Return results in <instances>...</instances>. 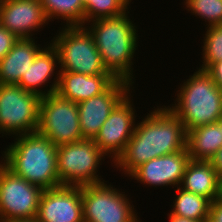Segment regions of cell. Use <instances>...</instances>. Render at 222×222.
Returning a JSON list of instances; mask_svg holds the SVG:
<instances>
[{"instance_id":"6da1fadb","label":"cell","mask_w":222,"mask_h":222,"mask_svg":"<svg viewBox=\"0 0 222 222\" xmlns=\"http://www.w3.org/2000/svg\"><path fill=\"white\" fill-rule=\"evenodd\" d=\"M158 107L137 122L125 151L114 164L126 176L151 159L187 148V131L179 117L165 105Z\"/></svg>"},{"instance_id":"7a4b0ae2","label":"cell","mask_w":222,"mask_h":222,"mask_svg":"<svg viewBox=\"0 0 222 222\" xmlns=\"http://www.w3.org/2000/svg\"><path fill=\"white\" fill-rule=\"evenodd\" d=\"M8 146L1 163L13 174L43 190L61 186L57 174V146L47 137L38 132L17 135Z\"/></svg>"},{"instance_id":"3957f363","label":"cell","mask_w":222,"mask_h":222,"mask_svg":"<svg viewBox=\"0 0 222 222\" xmlns=\"http://www.w3.org/2000/svg\"><path fill=\"white\" fill-rule=\"evenodd\" d=\"M128 13L130 12L127 11L117 17L96 19L85 27L93 36L105 69L115 79L133 85L132 60L139 36L136 33L137 26L129 19Z\"/></svg>"},{"instance_id":"277c9868","label":"cell","mask_w":222,"mask_h":222,"mask_svg":"<svg viewBox=\"0 0 222 222\" xmlns=\"http://www.w3.org/2000/svg\"><path fill=\"white\" fill-rule=\"evenodd\" d=\"M179 89L177 102L167 107L179 117L186 131L217 123L222 117V89L205 70L197 68Z\"/></svg>"},{"instance_id":"5b68a950","label":"cell","mask_w":222,"mask_h":222,"mask_svg":"<svg viewBox=\"0 0 222 222\" xmlns=\"http://www.w3.org/2000/svg\"><path fill=\"white\" fill-rule=\"evenodd\" d=\"M51 44L59 57V71L85 75L110 74L93 36L84 26H65L53 37Z\"/></svg>"},{"instance_id":"8992f818","label":"cell","mask_w":222,"mask_h":222,"mask_svg":"<svg viewBox=\"0 0 222 222\" xmlns=\"http://www.w3.org/2000/svg\"><path fill=\"white\" fill-rule=\"evenodd\" d=\"M104 156L93 139L84 138L57 146V174L61 185L83 186L107 182L97 174Z\"/></svg>"},{"instance_id":"52a82bcc","label":"cell","mask_w":222,"mask_h":222,"mask_svg":"<svg viewBox=\"0 0 222 222\" xmlns=\"http://www.w3.org/2000/svg\"><path fill=\"white\" fill-rule=\"evenodd\" d=\"M40 101L39 95L18 85L0 84V134L37 132Z\"/></svg>"},{"instance_id":"ba28073f","label":"cell","mask_w":222,"mask_h":222,"mask_svg":"<svg viewBox=\"0 0 222 222\" xmlns=\"http://www.w3.org/2000/svg\"><path fill=\"white\" fill-rule=\"evenodd\" d=\"M37 132L55 146L84 139L79 123L78 105L56 93L41 98Z\"/></svg>"},{"instance_id":"9c48e42d","label":"cell","mask_w":222,"mask_h":222,"mask_svg":"<svg viewBox=\"0 0 222 222\" xmlns=\"http://www.w3.org/2000/svg\"><path fill=\"white\" fill-rule=\"evenodd\" d=\"M81 189L84 222H139L125 192L111 184L83 185Z\"/></svg>"},{"instance_id":"30bf717a","label":"cell","mask_w":222,"mask_h":222,"mask_svg":"<svg viewBox=\"0 0 222 222\" xmlns=\"http://www.w3.org/2000/svg\"><path fill=\"white\" fill-rule=\"evenodd\" d=\"M43 191L0 162V221L36 218Z\"/></svg>"},{"instance_id":"8fae6325","label":"cell","mask_w":222,"mask_h":222,"mask_svg":"<svg viewBox=\"0 0 222 222\" xmlns=\"http://www.w3.org/2000/svg\"><path fill=\"white\" fill-rule=\"evenodd\" d=\"M129 92L111 111L103 123L99 133L93 139L98 148L110 158L113 163L123 154L131 139L135 125V109ZM110 154V155H109Z\"/></svg>"},{"instance_id":"7c38bea8","label":"cell","mask_w":222,"mask_h":222,"mask_svg":"<svg viewBox=\"0 0 222 222\" xmlns=\"http://www.w3.org/2000/svg\"><path fill=\"white\" fill-rule=\"evenodd\" d=\"M132 86L127 81L116 79L101 94L77 103L83 138L96 137L111 111L130 92Z\"/></svg>"},{"instance_id":"4fadbf2b","label":"cell","mask_w":222,"mask_h":222,"mask_svg":"<svg viewBox=\"0 0 222 222\" xmlns=\"http://www.w3.org/2000/svg\"><path fill=\"white\" fill-rule=\"evenodd\" d=\"M37 222H84L81 186L61 185L42 192Z\"/></svg>"},{"instance_id":"5bb4252c","label":"cell","mask_w":222,"mask_h":222,"mask_svg":"<svg viewBox=\"0 0 222 222\" xmlns=\"http://www.w3.org/2000/svg\"><path fill=\"white\" fill-rule=\"evenodd\" d=\"M48 22L40 0L0 1V24L19 39L33 38Z\"/></svg>"},{"instance_id":"9a60e30c","label":"cell","mask_w":222,"mask_h":222,"mask_svg":"<svg viewBox=\"0 0 222 222\" xmlns=\"http://www.w3.org/2000/svg\"><path fill=\"white\" fill-rule=\"evenodd\" d=\"M189 161L190 156L185 148L180 152L163 155L141 164L129 177L152 187H179Z\"/></svg>"},{"instance_id":"2e32d148","label":"cell","mask_w":222,"mask_h":222,"mask_svg":"<svg viewBox=\"0 0 222 222\" xmlns=\"http://www.w3.org/2000/svg\"><path fill=\"white\" fill-rule=\"evenodd\" d=\"M57 64L59 65L57 50L51 43H48V47L44 46V48L38 52L26 74L22 75L18 86L28 92L39 95L41 98L55 93L59 80V70L56 71V77L54 76V71L58 69L56 68ZM52 76L55 77V79L49 86L50 88L44 91L39 89L40 86L45 87L42 85L49 83Z\"/></svg>"},{"instance_id":"e0dca14e","label":"cell","mask_w":222,"mask_h":222,"mask_svg":"<svg viewBox=\"0 0 222 222\" xmlns=\"http://www.w3.org/2000/svg\"><path fill=\"white\" fill-rule=\"evenodd\" d=\"M116 79L111 74L85 75L59 71L56 94L79 103L104 92Z\"/></svg>"},{"instance_id":"ac0fdd59","label":"cell","mask_w":222,"mask_h":222,"mask_svg":"<svg viewBox=\"0 0 222 222\" xmlns=\"http://www.w3.org/2000/svg\"><path fill=\"white\" fill-rule=\"evenodd\" d=\"M179 187L187 192L201 195L211 202L222 196V179L210 161L190 159Z\"/></svg>"},{"instance_id":"d6986e66","label":"cell","mask_w":222,"mask_h":222,"mask_svg":"<svg viewBox=\"0 0 222 222\" xmlns=\"http://www.w3.org/2000/svg\"><path fill=\"white\" fill-rule=\"evenodd\" d=\"M33 38H20L0 60V84L18 85L38 52L42 49ZM40 46V47H39Z\"/></svg>"},{"instance_id":"ffe728a7","label":"cell","mask_w":222,"mask_h":222,"mask_svg":"<svg viewBox=\"0 0 222 222\" xmlns=\"http://www.w3.org/2000/svg\"><path fill=\"white\" fill-rule=\"evenodd\" d=\"M222 147V131L218 123L187 131V150L192 160L209 161Z\"/></svg>"},{"instance_id":"44dd1931","label":"cell","mask_w":222,"mask_h":222,"mask_svg":"<svg viewBox=\"0 0 222 222\" xmlns=\"http://www.w3.org/2000/svg\"><path fill=\"white\" fill-rule=\"evenodd\" d=\"M175 201L171 214L187 219L204 221L209 219L211 201L201 195H197L177 187Z\"/></svg>"},{"instance_id":"7402d4cb","label":"cell","mask_w":222,"mask_h":222,"mask_svg":"<svg viewBox=\"0 0 222 222\" xmlns=\"http://www.w3.org/2000/svg\"><path fill=\"white\" fill-rule=\"evenodd\" d=\"M49 22L66 20L65 26H85V6L82 0H40Z\"/></svg>"},{"instance_id":"603a6c76","label":"cell","mask_w":222,"mask_h":222,"mask_svg":"<svg viewBox=\"0 0 222 222\" xmlns=\"http://www.w3.org/2000/svg\"><path fill=\"white\" fill-rule=\"evenodd\" d=\"M132 0H90L85 6V24L100 18L124 14Z\"/></svg>"},{"instance_id":"cb8c5ba5","label":"cell","mask_w":222,"mask_h":222,"mask_svg":"<svg viewBox=\"0 0 222 222\" xmlns=\"http://www.w3.org/2000/svg\"><path fill=\"white\" fill-rule=\"evenodd\" d=\"M208 28V29H207ZM203 40L202 65L199 69L206 70L210 65L222 61V25L206 27Z\"/></svg>"},{"instance_id":"d4e9b609","label":"cell","mask_w":222,"mask_h":222,"mask_svg":"<svg viewBox=\"0 0 222 222\" xmlns=\"http://www.w3.org/2000/svg\"><path fill=\"white\" fill-rule=\"evenodd\" d=\"M186 9L204 19L207 27L222 25V0H185Z\"/></svg>"},{"instance_id":"484cf974","label":"cell","mask_w":222,"mask_h":222,"mask_svg":"<svg viewBox=\"0 0 222 222\" xmlns=\"http://www.w3.org/2000/svg\"><path fill=\"white\" fill-rule=\"evenodd\" d=\"M18 39L0 24V60L7 55Z\"/></svg>"},{"instance_id":"4316f807","label":"cell","mask_w":222,"mask_h":222,"mask_svg":"<svg viewBox=\"0 0 222 222\" xmlns=\"http://www.w3.org/2000/svg\"><path fill=\"white\" fill-rule=\"evenodd\" d=\"M205 71L211 76L217 86L222 89V61L210 65Z\"/></svg>"},{"instance_id":"83f0119b","label":"cell","mask_w":222,"mask_h":222,"mask_svg":"<svg viewBox=\"0 0 222 222\" xmlns=\"http://www.w3.org/2000/svg\"><path fill=\"white\" fill-rule=\"evenodd\" d=\"M209 220L212 222H222V196L211 202Z\"/></svg>"},{"instance_id":"f1b7e54d","label":"cell","mask_w":222,"mask_h":222,"mask_svg":"<svg viewBox=\"0 0 222 222\" xmlns=\"http://www.w3.org/2000/svg\"><path fill=\"white\" fill-rule=\"evenodd\" d=\"M209 161L211 162L212 167L217 172V175L222 179V147Z\"/></svg>"},{"instance_id":"f546056e","label":"cell","mask_w":222,"mask_h":222,"mask_svg":"<svg viewBox=\"0 0 222 222\" xmlns=\"http://www.w3.org/2000/svg\"><path fill=\"white\" fill-rule=\"evenodd\" d=\"M168 216H169L168 218L169 222H202V221L187 219L181 216H175V215H172L171 213Z\"/></svg>"},{"instance_id":"4dcf8cb0","label":"cell","mask_w":222,"mask_h":222,"mask_svg":"<svg viewBox=\"0 0 222 222\" xmlns=\"http://www.w3.org/2000/svg\"><path fill=\"white\" fill-rule=\"evenodd\" d=\"M0 222H37L35 218H18V219H9L6 221H0Z\"/></svg>"},{"instance_id":"1f68e13d","label":"cell","mask_w":222,"mask_h":222,"mask_svg":"<svg viewBox=\"0 0 222 222\" xmlns=\"http://www.w3.org/2000/svg\"><path fill=\"white\" fill-rule=\"evenodd\" d=\"M217 123L219 124V127L222 131V117L217 121Z\"/></svg>"},{"instance_id":"d6a6232c","label":"cell","mask_w":222,"mask_h":222,"mask_svg":"<svg viewBox=\"0 0 222 222\" xmlns=\"http://www.w3.org/2000/svg\"><path fill=\"white\" fill-rule=\"evenodd\" d=\"M90 0H82L83 5L86 6L89 3Z\"/></svg>"},{"instance_id":"836d02e7","label":"cell","mask_w":222,"mask_h":222,"mask_svg":"<svg viewBox=\"0 0 222 222\" xmlns=\"http://www.w3.org/2000/svg\"><path fill=\"white\" fill-rule=\"evenodd\" d=\"M202 222H212L211 220L207 219V220H204Z\"/></svg>"}]
</instances>
